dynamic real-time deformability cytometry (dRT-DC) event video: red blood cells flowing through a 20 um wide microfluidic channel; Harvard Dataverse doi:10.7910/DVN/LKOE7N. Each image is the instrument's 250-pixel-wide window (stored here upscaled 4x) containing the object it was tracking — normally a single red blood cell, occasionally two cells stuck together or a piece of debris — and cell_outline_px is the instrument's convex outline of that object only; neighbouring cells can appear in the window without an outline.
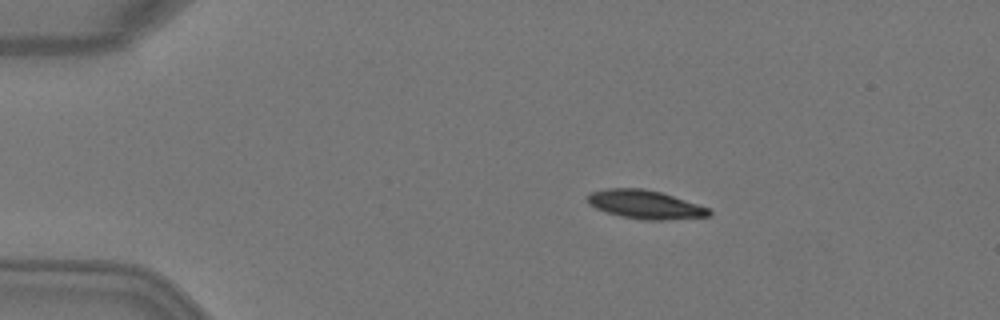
{"species": "Egyptian fruit bat (a non-hibernating species)", "species_latin": "Rousettus aegyptiacus", "temperature_condition": "warm", "stored_images_in_passage": 3, "camera_frame_rate_fps": 3000, "um_per_image_px": 0.085, "animal": {"sex": "female"}, "frame": {"image": 1, "passage_image": 2, "time_ms": 0.333, "image_size_px": [1000, 320], "cell_outline_px": [[712, 216], [664, 220], [644, 220], [620, 216], [596, 208], [588, 204], [588, 192], [608, 188], [644, 188], [660, 192], [708, 208], [712, 212]], "centroid_in_image_um": [54.81, 17.38], "position_along_channel_um": 30.2, "area_um2": 20.11}}